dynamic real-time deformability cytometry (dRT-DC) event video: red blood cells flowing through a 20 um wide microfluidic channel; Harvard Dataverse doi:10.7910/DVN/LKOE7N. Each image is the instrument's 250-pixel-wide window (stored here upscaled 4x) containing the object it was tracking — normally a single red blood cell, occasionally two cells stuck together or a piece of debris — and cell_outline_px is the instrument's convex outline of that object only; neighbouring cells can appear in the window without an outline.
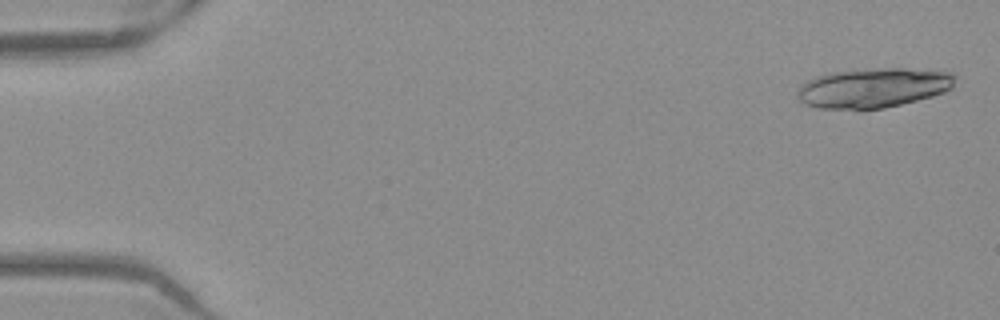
{"species": "Egyptian fruit bat (a non-hibernating species)", "species_latin": "Rousettus aegyptiacus", "temperature_condition": "warm", "stored_images_in_passage": 51, "camera_frame_rate_fps": 3000, "um_per_image_px": 0.085, "frame": {"image": 1, "passage_image": 2, "time_ms": 0.333, "image_size_px": [1000, 320], "cell_outline_px": [[956, 76], [952, 88], [944, 92], [932, 96], [884, 108], [860, 112], [816, 108], [804, 104], [796, 96], [796, 92], [808, 80], [816, 76], [832, 72], [884, 68], [904, 68], [956, 72]], "centroid_in_image_um": [74.22, 7.5], "position_along_channel_um": 10.8, "area_um2": 37.17}}